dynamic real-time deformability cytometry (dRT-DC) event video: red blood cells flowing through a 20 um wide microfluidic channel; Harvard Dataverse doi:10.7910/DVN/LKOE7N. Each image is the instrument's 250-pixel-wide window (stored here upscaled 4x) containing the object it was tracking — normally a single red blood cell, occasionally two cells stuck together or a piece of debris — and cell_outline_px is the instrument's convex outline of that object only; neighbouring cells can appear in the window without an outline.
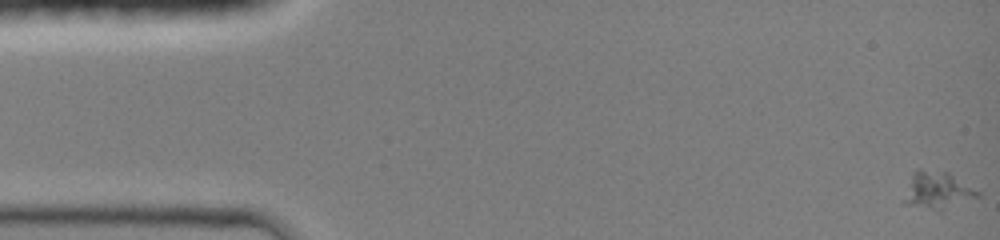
{"species": "common noctule bat (a hibernating species)", "species_latin": "Nyctalus noctula", "temperature_condition": "room temperature", "stored_images_in_passage": 10, "camera_frame_rate_fps": 3000, "um_per_image_px": 0.085, "animal": {"sex": "female", "body_mass_g": 19.0, "forearm_length_mm": 51.5}, "frame": {"image": 1, "passage_image": 1, "time_ms": 0.0, "image_size_px": [1000, 240], "cell_outline_px": [[980, 196], [940, 212], [904, 204], [900, 200], [912, 172], [916, 168], [920, 168], [948, 172], [980, 192]], "centroid_in_image_um": [79.6, 16.19], "position_along_channel_um": 5.4, "area_um2": 16.53}}
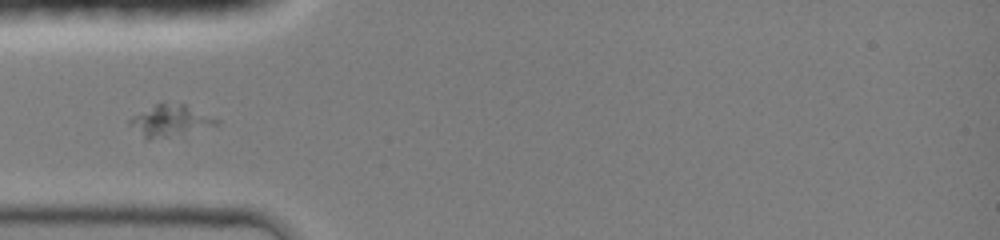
{"frame": {"image": 2, "passage_image": 9, "time_ms": 4.667, "image_size_px": [1000, 240], "cell_outline_px": [[220, 124], [168, 136], [148, 140], [144, 140], [128, 124], [128, 120], [132, 116], [160, 100], [184, 104], [220, 120]], "centroid_in_image_um": [14.37, 10.22], "position_along_channel_um": 70.6, "area_um2": 16.01}}
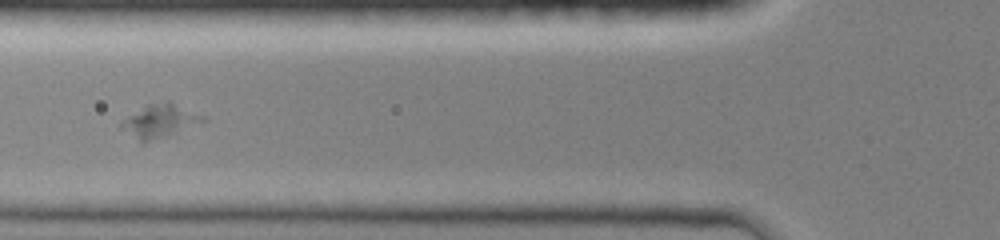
{"frame": {"image": 3, "passage_image": 10, "time_ms": 5.667, "image_size_px": [1000, 240], "cell_outline_px": [[208, 120], [164, 136], [140, 144], [120, 128], [120, 124], [128, 116], [148, 104], [168, 100], [204, 116]], "centroid_in_image_um": [13.54, 10.28], "position_along_channel_um": 112.3, "area_um2": 15.55}}